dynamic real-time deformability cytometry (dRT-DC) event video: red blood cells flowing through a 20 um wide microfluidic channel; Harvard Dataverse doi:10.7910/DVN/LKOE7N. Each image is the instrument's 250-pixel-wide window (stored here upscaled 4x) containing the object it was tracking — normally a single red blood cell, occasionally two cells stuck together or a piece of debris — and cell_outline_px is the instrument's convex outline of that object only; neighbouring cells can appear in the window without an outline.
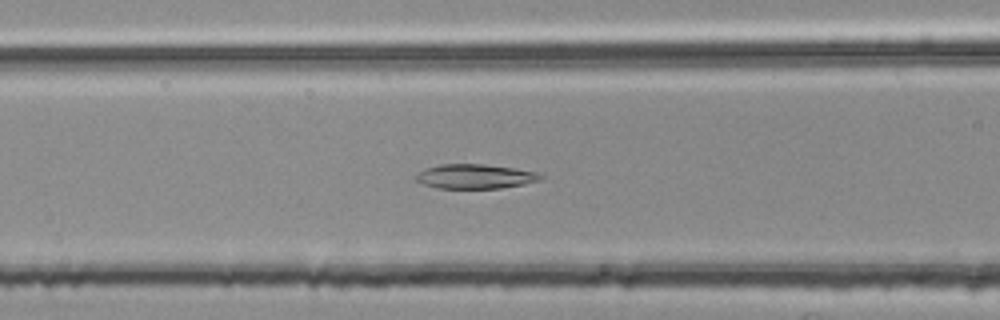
{"species": "common noctule bat (a hibernating species)", "species_latin": "Nyctalus noctula", "temperature_condition": "room temperature", "stored_images_in_passage": 54, "segment_of_instrument_passage": [2, 2], "camera_frame_rate_fps": 3000, "um_per_image_px": 0.085, "animal": {"sex": "female", "body_mass_g": 25.1}, "frame": {"image": 1, "passage_image": 22, "time_ms": 7.0, "image_size_px": [1000, 320], "cell_outline_px": [[544, 176], [540, 180], [524, 184], [500, 188], [436, 188], [424, 184], [416, 180], [416, 176], [420, 172], [428, 168], [440, 164], [484, 164], [512, 168], [536, 172]], "centroid_in_image_um": [40.4, 15.0], "position_along_channel_um": 126.2, "area_um2": 17.51}}
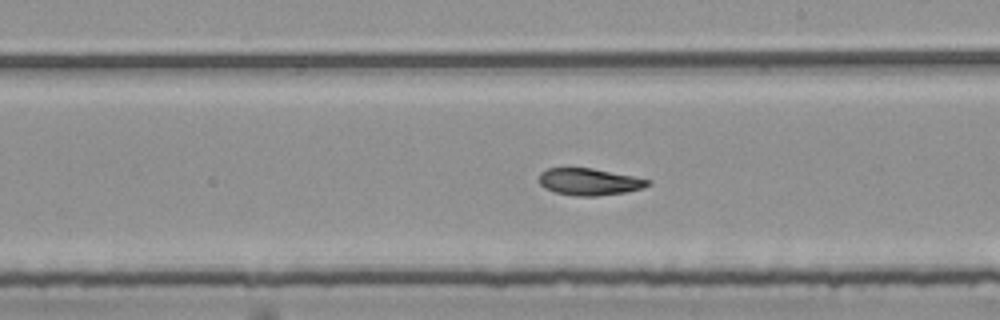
{"frame": {"image": 2, "passage_image": 31, "time_ms": 10.0, "image_size_px": [1000, 320], "cell_outline_px": [[652, 184], [628, 192], [596, 196], [576, 196], [556, 192], [544, 188], [540, 184], [540, 172], [548, 168], [592, 168], [652, 180]], "centroid_in_image_um": [50.1, 15.45], "position_along_channel_um": 238.9, "area_um2": 16.99}}
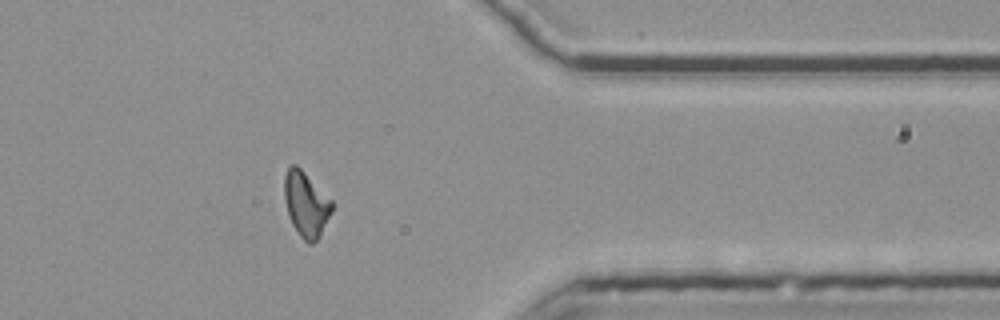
{"frame": {"image": 3, "passage_image": 44, "time_ms": 14.333, "image_size_px": [1000, 320], "cell_outline_px": [[332, 212], [320, 236], [312, 244], [308, 244], [296, 232], [288, 216], [284, 196], [284, 176], [288, 168], [292, 164], [296, 164], [332, 200]], "centroid_in_image_um": [26.0, 17.38], "position_along_channel_um": 385.4, "area_um2": 18.03}}